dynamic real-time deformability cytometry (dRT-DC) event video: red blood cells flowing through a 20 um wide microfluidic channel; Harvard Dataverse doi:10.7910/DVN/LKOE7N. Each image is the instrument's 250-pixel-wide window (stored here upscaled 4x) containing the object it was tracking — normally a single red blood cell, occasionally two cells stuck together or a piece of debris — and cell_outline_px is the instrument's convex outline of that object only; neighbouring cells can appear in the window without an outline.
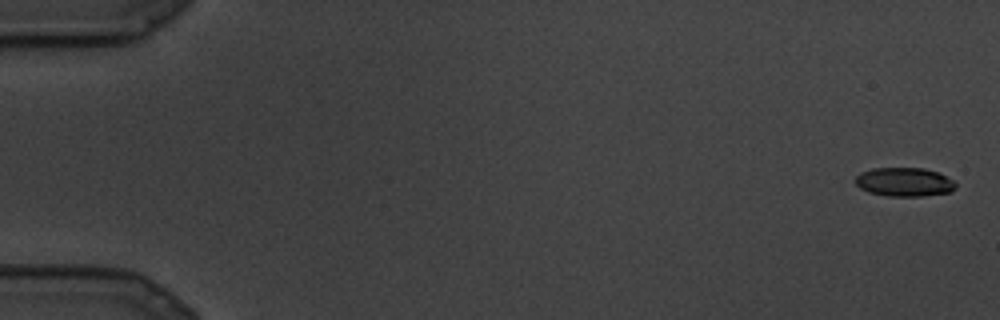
{"species": "common noctule bat (a hibernating species)", "species_latin": "Nyctalus noctula", "temperature_condition": "cold", "stored_images_in_passage": 13, "camera_frame_rate_fps": 3000, "um_per_image_px": 0.085, "animal": {"sex": "male", "body_mass_g": 19.5, "forearm_length_mm": 54.6}, "frame": {"image": 1, "passage_image": 1, "time_ms": 0.0, "image_size_px": [1000, 320], "cell_outline_px": [[956, 188], [952, 192], [924, 196], [888, 196], [868, 192], [860, 188], [856, 184], [856, 176], [860, 172], [872, 168], [924, 168], [936, 172], [952, 180], [956, 184]], "centroid_in_image_um": [76.86, 15.48], "position_along_channel_um": 8.1, "area_um2": 16.88}}
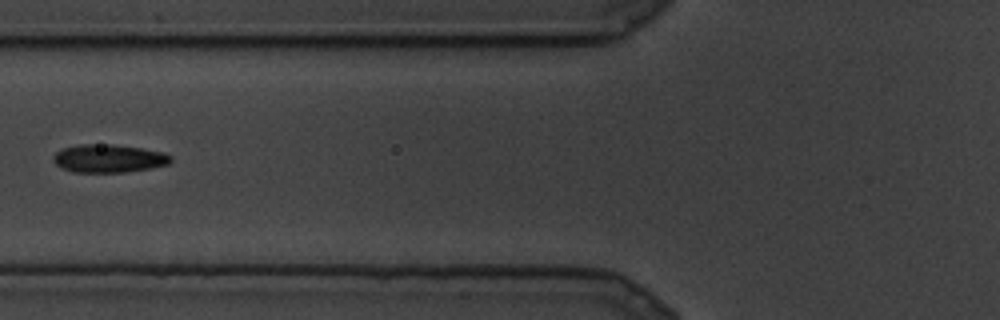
{"frame": {"image": 2, "passage_image": 11, "time_ms": 3.333, "image_size_px": [1000, 320], "cell_outline_px": [[172, 160], [168, 164], [148, 168], [124, 172], [72, 172], [60, 168], [52, 160], [52, 156], [56, 152], [64, 148], [80, 144], [112, 144], [140, 148], [164, 152], [172, 156]], "centroid_in_image_um": [9.21, 13.46], "position_along_channel_um": 116.6, "area_um2": 19.25}}
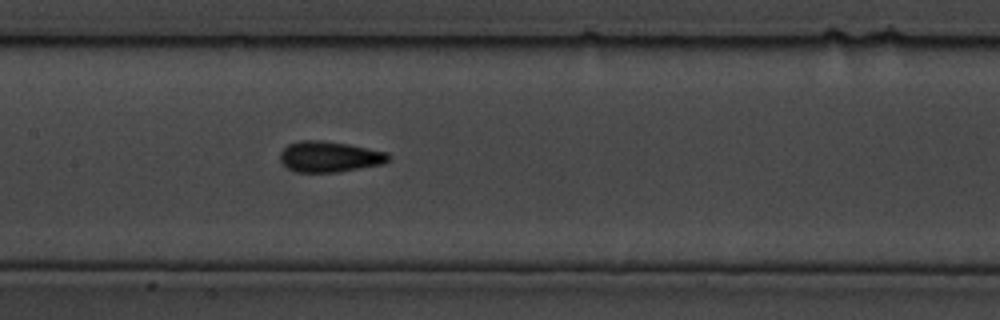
{"frame": {"image": 3, "passage_image": 13, "time_ms": 4.0, "image_size_px": [1000, 320], "cell_outline_px": [[388, 160], [384, 164], [340, 172], [296, 172], [288, 168], [280, 160], [280, 152], [288, 144], [300, 140], [320, 140], [348, 144], [388, 152]], "centroid_in_image_um": [28.0, 13.32], "position_along_channel_um": 179.4, "area_um2": 19.48}}